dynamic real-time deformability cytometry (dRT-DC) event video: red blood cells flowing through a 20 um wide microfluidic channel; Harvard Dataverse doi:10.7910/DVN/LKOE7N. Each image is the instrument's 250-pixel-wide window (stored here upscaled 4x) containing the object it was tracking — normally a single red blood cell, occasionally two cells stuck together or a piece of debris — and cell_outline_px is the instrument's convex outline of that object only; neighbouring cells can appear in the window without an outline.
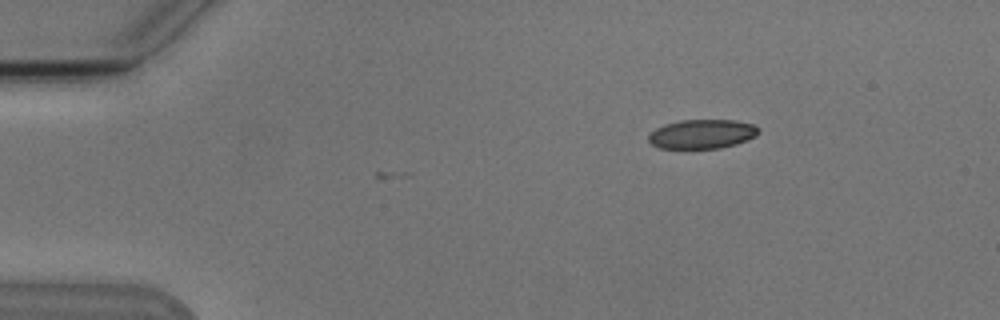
{"species": "Egyptian fruit bat (a non-hibernating species)", "species_latin": "Rousettus aegyptiacus", "temperature_condition": "cold", "stored_images_in_passage": 2, "camera_frame_rate_fps": 3000, "um_per_image_px": 0.085, "animal": {"sex": "male"}, "frame": {"image": 1, "passage_image": 2, "time_ms": 1.333, "image_size_px": [1000, 320], "cell_outline_px": [[760, 132], [756, 136], [748, 140], [736, 144], [720, 148], [660, 148], [652, 144], [648, 140], [648, 136], [656, 128], [664, 124], [680, 120], [736, 120], [752, 124], [760, 128]], "centroid_in_image_um": [59.71, 11.38], "position_along_channel_um": 25.3, "area_um2": 18.79}}